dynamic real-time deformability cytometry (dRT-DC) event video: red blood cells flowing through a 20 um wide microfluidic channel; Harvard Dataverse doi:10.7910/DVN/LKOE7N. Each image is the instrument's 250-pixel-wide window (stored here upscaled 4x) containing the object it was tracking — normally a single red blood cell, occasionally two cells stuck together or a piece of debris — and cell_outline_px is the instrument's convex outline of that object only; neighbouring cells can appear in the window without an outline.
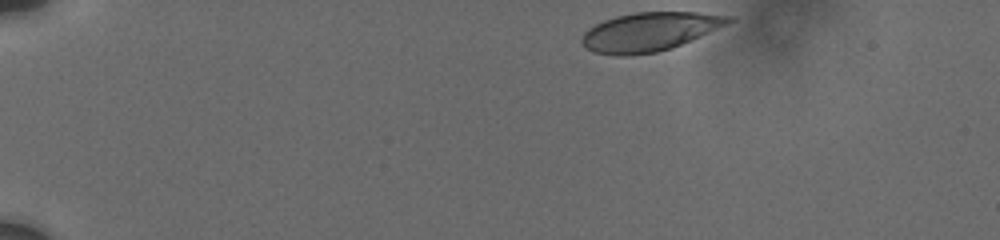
{"species": "human", "species_latin": "Homo sapiens", "temperature_condition": "cold", "stored_images_in_passage": 12, "camera_frame_rate_fps": 3000, "um_per_image_px": 0.085, "donor": {"sex": "male"}, "frame": {"image": 1, "passage_image": 1, "time_ms": 0.0, "image_size_px": [1000, 240], "cell_outline_px": [[736, 20], [728, 24], [692, 40], [672, 48], [656, 52], [628, 56], [616, 56], [596, 52], [588, 48], [580, 40], [584, 32], [588, 28], [604, 20], [616, 16], [636, 12], [696, 12], [732, 16]], "centroid_in_image_um": [55.24, 2.69], "position_along_channel_um": 29.8, "area_um2": 33.12}}
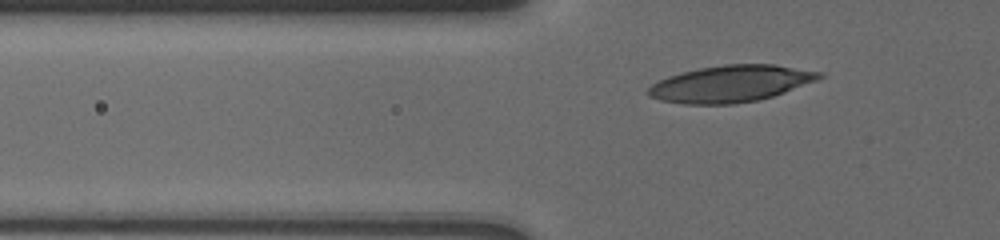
{"frame": {"image": 2, "passage_image": 10, "time_ms": 3.333, "image_size_px": [1000, 240], "cell_outline_px": [[824, 76], [816, 80], [784, 92], [772, 96], [756, 100], [732, 104], [684, 104], [660, 100], [648, 96], [648, 88], [652, 84], [668, 76], [680, 72], [700, 68], [724, 64], [772, 64], [824, 72]], "centroid_in_image_um": [62.09, 7.11], "position_along_channel_um": 63.7, "area_um2": 36.36}}